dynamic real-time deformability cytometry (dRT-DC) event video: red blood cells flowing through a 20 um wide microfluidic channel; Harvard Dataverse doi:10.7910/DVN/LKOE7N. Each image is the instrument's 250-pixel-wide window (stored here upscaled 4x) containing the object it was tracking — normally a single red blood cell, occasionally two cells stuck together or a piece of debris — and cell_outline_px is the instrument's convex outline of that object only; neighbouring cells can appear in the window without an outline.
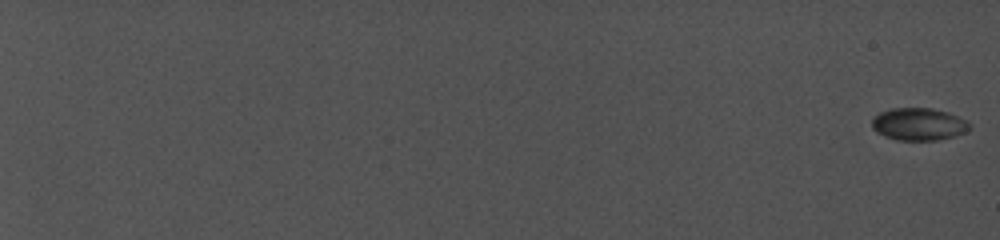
{"species": "common noctule bat (a hibernating species)", "species_latin": "Nyctalus noctula", "temperature_condition": "cold", "stored_images_in_passage": 42, "camera_frame_rate_fps": 5000, "um_per_image_px": 0.085, "animal": {"sex": "female", "body_mass_g": 19.0, "forearm_length_mm": 56.7}, "frame": {"image": 1, "passage_image": 1, "time_ms": 0.0, "image_size_px": [1000, 240], "cell_outline_px": [[968, 128], [960, 132], [944, 136], [924, 140], [908, 140], [892, 136], [880, 132], [872, 124], [872, 116], [880, 112], [892, 108], [932, 108], [948, 112], [964, 120], [968, 124]], "centroid_in_image_um": [78.02, 10.48], "position_along_channel_um": 7.0, "area_um2": 17.11}}
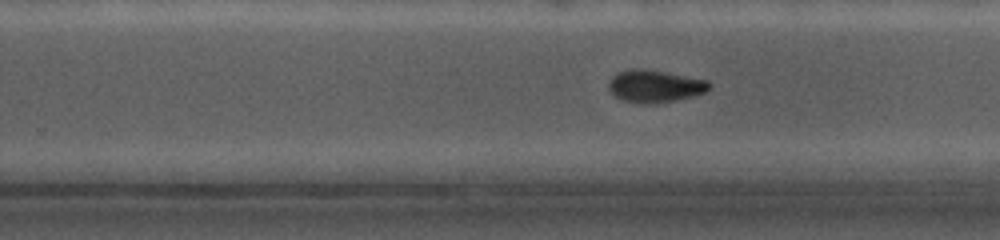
{"frame": {"image": 2, "passage_image": 32, "time_ms": 15.2, "image_size_px": [1000, 240], "cell_outline_px": [[712, 84], [704, 92], [692, 96], [672, 100], [624, 100], [616, 96], [608, 88], [608, 84], [616, 72], [636, 68], [644, 68], [708, 80]], "centroid_in_image_um": [55.68, 7.25], "position_along_channel_um": 274.1, "area_um2": 17.92}}
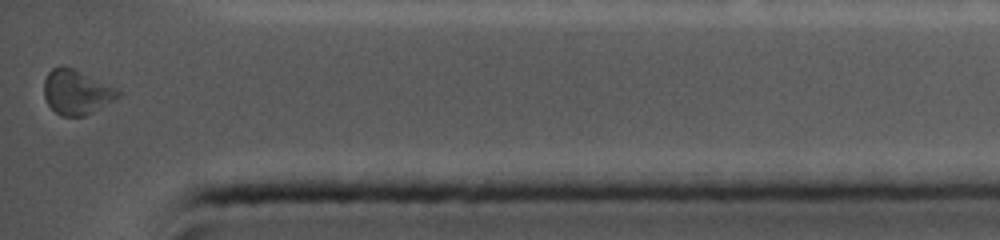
{"frame": {"image": 3, "passage_image": 42, "time_ms": 19.2, "image_size_px": [1000, 240], "cell_outline_px": [[120, 96], [84, 116], [60, 116], [48, 104], [44, 96], [44, 80], [48, 72], [52, 68], [64, 64], [116, 88], [120, 92]], "centroid_in_image_um": [6.46, 7.81], "position_along_channel_um": 428.7, "area_um2": 19.02}, "authors_computed_cell_mechanics": {"area_um2": 17.4845, "velocity_mm_per_s": 3.9048, "shape_relaxation_time_tau1_ms": 4.4381, "shape_relaxation_time_tau2_ms": 4.4476, "deformation_change_tau1": 0.0808, "deformation_change_tau2": 0.0539}}